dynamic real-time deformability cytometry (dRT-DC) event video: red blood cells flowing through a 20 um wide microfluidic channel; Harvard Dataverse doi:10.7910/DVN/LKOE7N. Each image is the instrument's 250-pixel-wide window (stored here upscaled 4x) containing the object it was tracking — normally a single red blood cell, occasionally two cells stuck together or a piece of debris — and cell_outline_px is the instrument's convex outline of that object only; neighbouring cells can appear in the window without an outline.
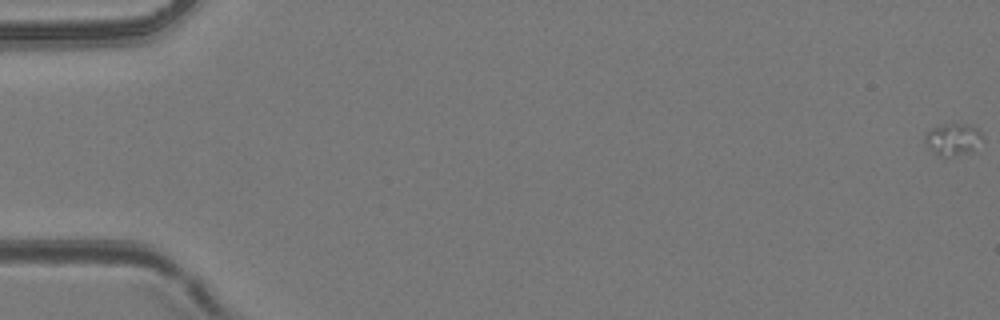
{"species": "common noctule bat (a hibernating species)", "species_latin": "Nyctalus noctula", "temperature_condition": "room temperature", "stored_images_in_passage": 13, "camera_frame_rate_fps": 3000, "um_per_image_px": 0.085, "animal": {"sex": "female", "body_mass_g": 24.6, "forearm_length_mm": 56.2}, "frame": {"image": 1, "passage_image": 1, "time_ms": 0.0, "image_size_px": [1000, 320], "cell_outline_px": [[984, 140], [972, 152], [940, 156], [924, 140], [924, 136], [932, 128], [944, 124], [968, 124], [976, 128], [980, 132]], "centroid_in_image_um": [81.06, 11.81], "position_along_channel_um": 3.9, "area_um2": 10.35}}